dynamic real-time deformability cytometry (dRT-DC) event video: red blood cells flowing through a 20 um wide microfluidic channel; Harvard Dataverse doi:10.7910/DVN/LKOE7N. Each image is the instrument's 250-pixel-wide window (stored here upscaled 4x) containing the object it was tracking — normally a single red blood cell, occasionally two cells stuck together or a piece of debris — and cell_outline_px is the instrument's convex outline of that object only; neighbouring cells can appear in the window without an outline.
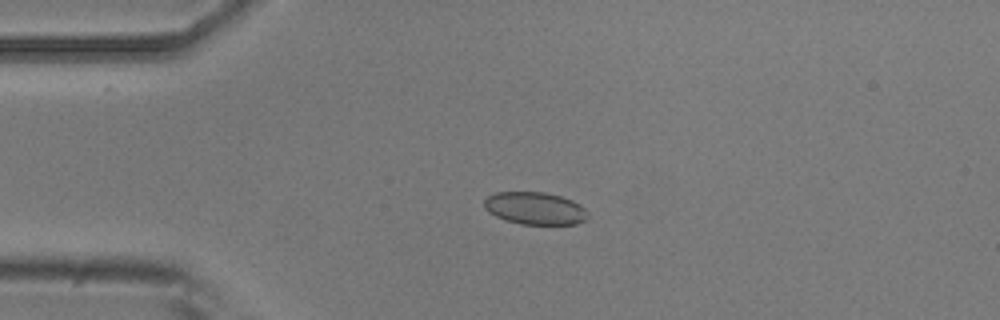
{"species": "common noctule bat (a hibernating species)", "species_latin": "Nyctalus noctula", "temperature_condition": "room temperature", "stored_images_in_passage": 5, "camera_frame_rate_fps": 3000, "um_per_image_px": 0.085, "animal": {"sex": "male", "body_mass_g": 20.5, "forearm_length_mm": 52.5}, "frame": {"image": 1, "passage_image": 4, "time_ms": 3.667, "image_size_px": [1000, 320], "cell_outline_px": [[588, 216], [584, 220], [576, 224], [520, 224], [504, 220], [488, 212], [484, 208], [484, 200], [488, 196], [496, 192], [544, 192], [560, 196], [572, 200], [580, 204], [588, 212]], "centroid_in_image_um": [45.46, 17.71], "position_along_channel_um": 39.5, "area_um2": 19.65}}